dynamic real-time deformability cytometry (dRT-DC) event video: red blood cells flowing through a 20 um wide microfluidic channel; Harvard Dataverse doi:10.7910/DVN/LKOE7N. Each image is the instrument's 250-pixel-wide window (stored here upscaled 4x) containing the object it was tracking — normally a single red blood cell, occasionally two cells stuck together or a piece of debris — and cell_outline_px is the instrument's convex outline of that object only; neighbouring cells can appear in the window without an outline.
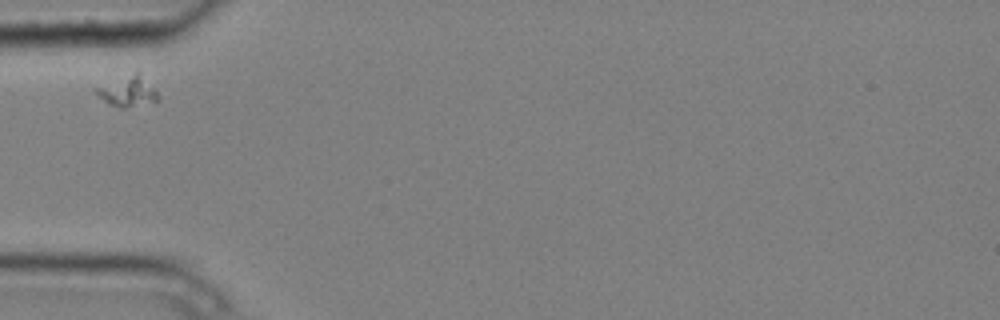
{"species": "common noctule bat (a hibernating species)", "species_latin": "Nyctalus noctula", "temperature_condition": "cold", "stored_images_in_passage": 1, "camera_frame_rate_fps": 3000, "um_per_image_px": 0.085, "animal": {"sex": "male", "body_mass_g": 20.4}, "frame": {"image": 1, "passage_image": 1, "time_ms": 0.0, "image_size_px": [1000, 320], "cell_outline_px": [[160, 100], [156, 104], [124, 108], [120, 108], [108, 104], [96, 92], [96, 88], [136, 68], [140, 72], [160, 96]], "centroid_in_image_um": [10.95, 7.75], "position_along_channel_um": 74.0, "area_um2": 11.56}}